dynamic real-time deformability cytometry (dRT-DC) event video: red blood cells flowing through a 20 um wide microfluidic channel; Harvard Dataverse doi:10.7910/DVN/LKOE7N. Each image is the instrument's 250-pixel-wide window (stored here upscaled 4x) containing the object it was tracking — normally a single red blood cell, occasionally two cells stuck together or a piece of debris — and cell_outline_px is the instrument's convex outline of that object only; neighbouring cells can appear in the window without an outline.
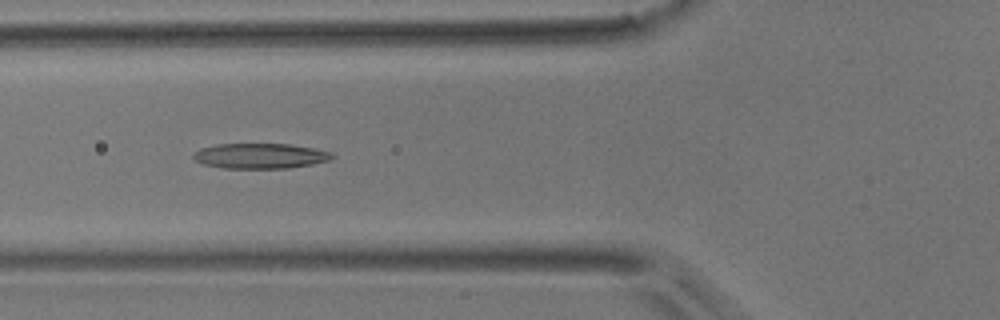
{"species": "common noctule bat (a hibernating species)", "species_latin": "Nyctalus noctula", "temperature_condition": "room temperature", "stored_images_in_passage": 7, "camera_frame_rate_fps": 3000, "um_per_image_px": 0.085, "animal": {"sex": "male", "body_mass_g": 17.9}, "frame": {"image": 1, "passage_image": 5, "time_ms": 4.333, "image_size_px": [1000, 320], "cell_outline_px": [[336, 156], [328, 160], [312, 164], [288, 168], [220, 168], [204, 164], [196, 160], [192, 156], [200, 148], [216, 144], [288, 144], [312, 148], [332, 152]], "centroid_in_image_um": [22.11, 13.25], "position_along_channel_um": 103.7, "area_um2": 20.29}}
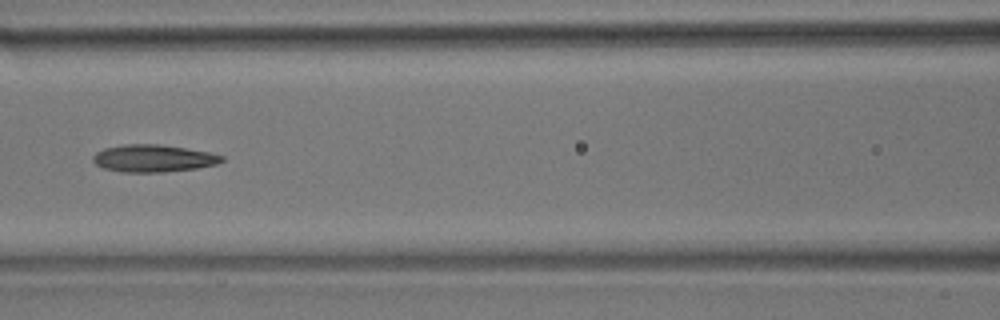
{"frame": {"image": 2, "passage_image": 6, "time_ms": 5.667, "image_size_px": [1000, 320], "cell_outline_px": [[224, 160], [216, 164], [196, 168], [164, 172], [120, 172], [104, 168], [96, 164], [92, 160], [92, 156], [96, 152], [104, 148], [124, 144], [160, 144], [208, 152], [224, 156]], "centroid_in_image_um": [13.0, 13.46], "position_along_channel_um": 153.6, "area_um2": 20.46}}
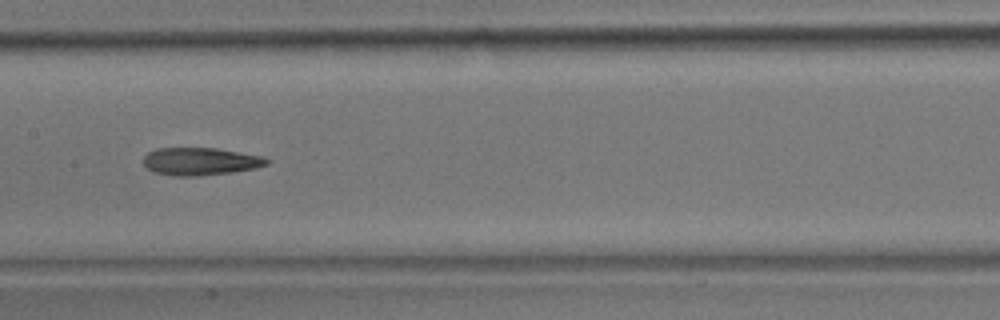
{"frame": {"image": 3, "passage_image": 7, "time_ms": 6.667, "image_size_px": [1000, 320], "cell_outline_px": [[268, 164], [256, 168], [228, 172], [196, 176], [172, 176], [152, 172], [144, 164], [144, 156], [148, 152], [156, 148], [216, 148], [264, 156], [268, 160]], "centroid_in_image_um": [17.01, 13.71], "position_along_channel_um": 190.4, "area_um2": 19.83}}